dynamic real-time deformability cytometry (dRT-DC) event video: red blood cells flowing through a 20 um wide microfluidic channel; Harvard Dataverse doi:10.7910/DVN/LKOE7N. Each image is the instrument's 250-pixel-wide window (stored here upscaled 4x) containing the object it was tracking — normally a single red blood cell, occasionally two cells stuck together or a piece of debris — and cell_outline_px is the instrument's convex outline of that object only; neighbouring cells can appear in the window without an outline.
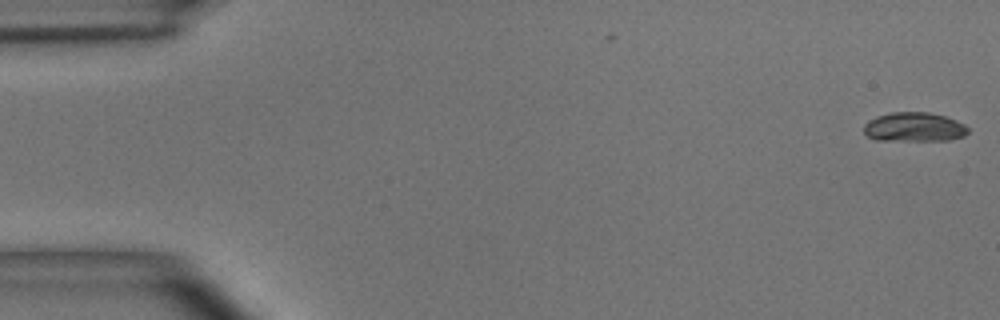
{"species": "common noctule bat (a hibernating species)", "species_latin": "Nyctalus noctula", "temperature_condition": "room temperature", "stored_images_in_passage": 3, "camera_frame_rate_fps": 3000, "um_per_image_px": 0.085, "animal": {"sex": "male", "body_mass_g": 15.6}, "frame": {"image": 1, "passage_image": 3, "time_ms": 0.667, "image_size_px": [1000, 320], "cell_outline_px": [[968, 132], [964, 136], [948, 140], [876, 140], [868, 136], [864, 132], [864, 124], [868, 120], [876, 116], [892, 112], [928, 112], [944, 116], [956, 120], [964, 124], [968, 128]], "centroid_in_image_um": [77.69, 10.79], "position_along_channel_um": 7.3, "area_um2": 17.74}}